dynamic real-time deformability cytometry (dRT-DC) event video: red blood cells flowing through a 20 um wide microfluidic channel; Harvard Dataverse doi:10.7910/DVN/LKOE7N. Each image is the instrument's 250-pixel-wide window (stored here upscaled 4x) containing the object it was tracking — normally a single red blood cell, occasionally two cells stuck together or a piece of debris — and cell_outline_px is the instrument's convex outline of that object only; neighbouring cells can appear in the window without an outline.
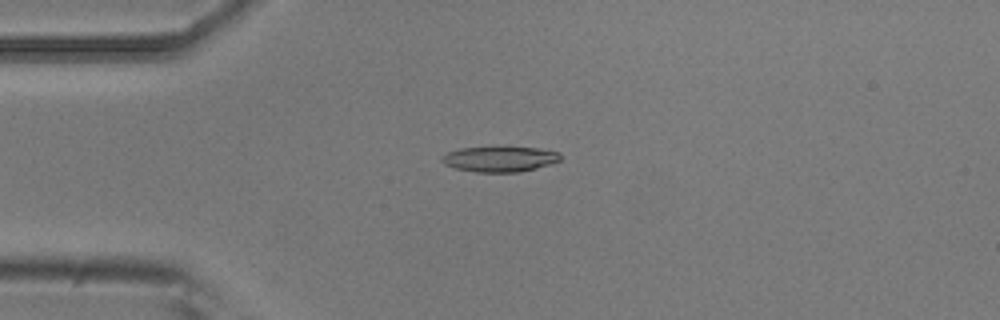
{"species": "common noctule bat (a hibernating species)", "species_latin": "Nyctalus noctula", "temperature_condition": "room temperature", "stored_images_in_passage": 9, "camera_frame_rate_fps": 3000, "um_per_image_px": 0.085, "animal": {"sex": "male", "body_mass_g": 20.5, "forearm_length_mm": 52.5}, "frame": {"image": 1, "passage_image": 3, "time_ms": 0.667, "image_size_px": [1000, 320], "cell_outline_px": [[560, 160], [552, 164], [520, 172], [476, 172], [456, 168], [444, 164], [440, 160], [448, 152], [460, 148], [540, 148], [560, 152]], "centroid_in_image_um": [42.51, 13.53], "position_along_channel_um": 42.5, "area_um2": 17.28}}
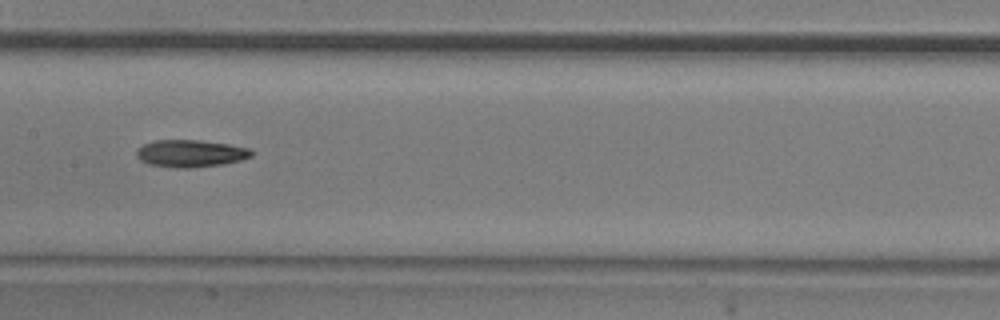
{"frame": {"image": 2, "passage_image": 7, "time_ms": 2.0, "image_size_px": [1000, 320], "cell_outline_px": [[252, 156], [240, 160], [224, 164], [192, 168], [176, 168], [148, 164], [140, 160], [136, 156], [136, 148], [144, 144], [156, 140], [200, 140], [228, 144], [248, 148], [252, 152]], "centroid_in_image_um": [16.16, 13.05], "position_along_channel_um": 191.2, "area_um2": 18.32}}
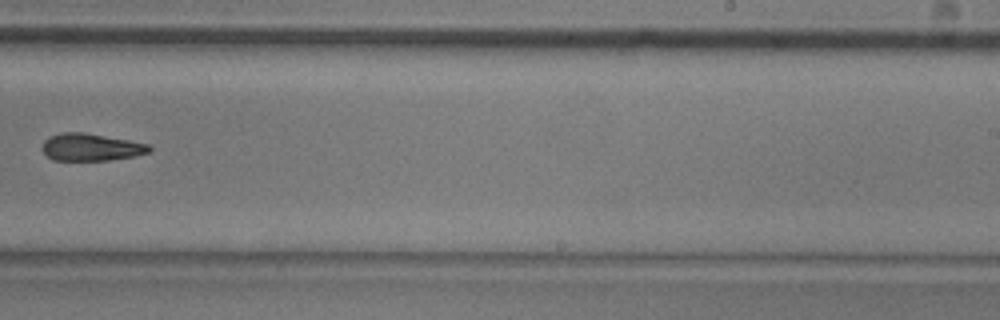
{"frame": {"image": 3, "passage_image": 9, "time_ms": 2.667, "image_size_px": [1000, 320], "cell_outline_px": [[152, 152], [136, 156], [108, 160], [52, 160], [40, 148], [44, 140], [48, 136], [60, 132], [84, 132], [128, 140], [148, 144], [152, 148]], "centroid_in_image_um": [7.72, 12.5], "position_along_channel_um": 281.3, "area_um2": 17.22}}